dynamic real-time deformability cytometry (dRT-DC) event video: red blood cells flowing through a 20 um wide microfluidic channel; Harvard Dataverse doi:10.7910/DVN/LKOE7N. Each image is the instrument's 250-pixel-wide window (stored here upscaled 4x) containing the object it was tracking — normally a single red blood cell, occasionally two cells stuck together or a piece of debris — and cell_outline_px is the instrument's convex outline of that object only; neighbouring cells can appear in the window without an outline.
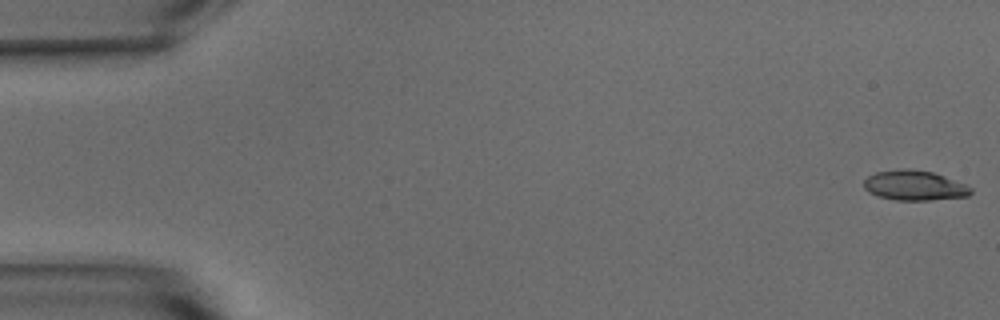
{"species": "common noctule bat (a hibernating species)", "species_latin": "Nyctalus noctula", "temperature_condition": "warm", "stored_images_in_passage": 53, "camera_frame_rate_fps": 3000, "um_per_image_px": 0.085, "animal": {"sex": "male", "body_mass_g": 15.6}, "frame": {"image": 1, "passage_image": 1, "time_ms": 0.0, "image_size_px": [1000, 320], "cell_outline_px": [[972, 192], [968, 196], [928, 200], [896, 200], [880, 196], [868, 192], [864, 188], [864, 180], [868, 176], [876, 172], [900, 168], [912, 168], [932, 172], [944, 176], [964, 184], [972, 188]], "centroid_in_image_um": [77.71, 15.75], "position_along_channel_um": 7.3, "area_um2": 18.61}}
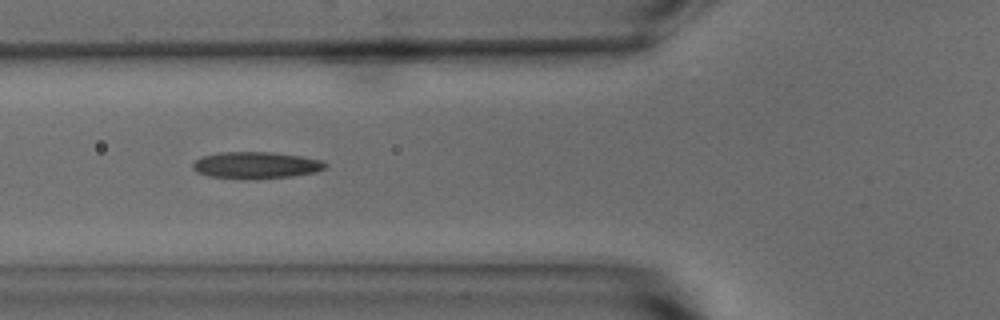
{"frame": {"image": 2, "passage_image": 20, "time_ms": 6.333, "image_size_px": [1000, 320], "cell_outline_px": [[328, 164], [324, 168], [316, 172], [292, 176], [208, 176], [196, 172], [192, 168], [192, 164], [196, 160], [204, 156], [220, 152], [268, 152], [300, 156], [320, 160]], "centroid_in_image_um": [21.76, 13.99], "position_along_channel_um": 104.0, "area_um2": 19.48}}
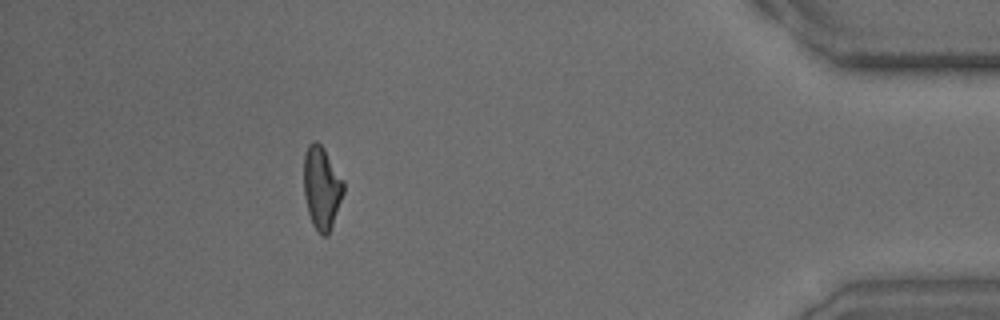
{"frame": {"image": 3, "passage_image": 48, "time_ms": 15.667, "image_size_px": [1000, 320], "cell_outline_px": [[344, 192], [328, 236], [320, 236], [316, 232], [312, 224], [308, 212], [304, 196], [304, 152], [308, 144], [312, 140], [316, 140], [324, 148], [344, 180]], "centroid_in_image_um": [27.33, 15.96], "position_along_channel_um": 407.9, "area_um2": 19.48}, "authors_computed_cell_mechanics": {"area_um2": 19.4786, "velocity_mm_per_s": 3.8094, "shape_relaxation_time_tau1_ms": 6.6314, "shape_relaxation_time_tau2_ms": 2.6299, "deformation_change_tau1": 0.2235, "deformation_change_tau2": 0.1182}}